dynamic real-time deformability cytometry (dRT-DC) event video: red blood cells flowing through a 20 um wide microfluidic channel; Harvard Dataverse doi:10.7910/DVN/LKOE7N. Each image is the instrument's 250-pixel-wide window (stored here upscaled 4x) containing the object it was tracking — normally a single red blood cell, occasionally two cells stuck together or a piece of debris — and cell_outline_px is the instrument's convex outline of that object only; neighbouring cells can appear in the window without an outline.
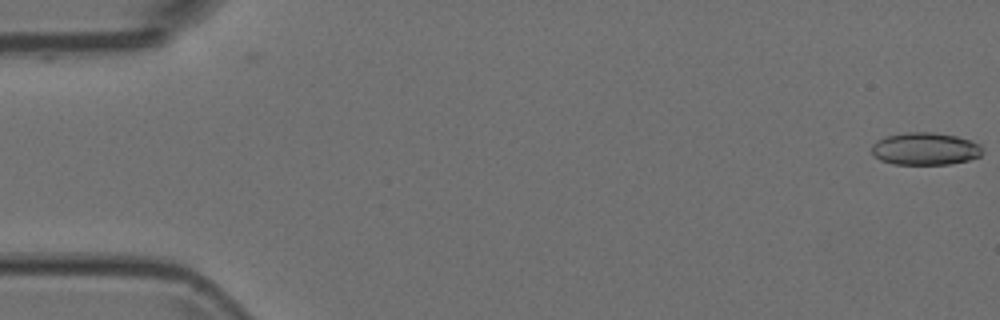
{"species": "Egyptian fruit bat (a non-hibernating species)", "species_latin": "Rousettus aegyptiacus", "temperature_condition": "room temperature", "stored_images_in_passage": 13, "camera_frame_rate_fps": 3000, "um_per_image_px": 0.085, "animal": {"sex": "female"}, "frame": {"image": 1, "passage_image": 1, "time_ms": 0.0, "image_size_px": [1000, 320], "cell_outline_px": [[984, 152], [980, 156], [968, 160], [948, 164], [892, 164], [880, 160], [872, 156], [872, 144], [876, 140], [884, 136], [904, 132], [932, 132], [956, 136], [972, 140], [980, 144]], "centroid_in_image_um": [78.62, 12.64], "position_along_channel_um": 6.4, "area_um2": 21.27}}
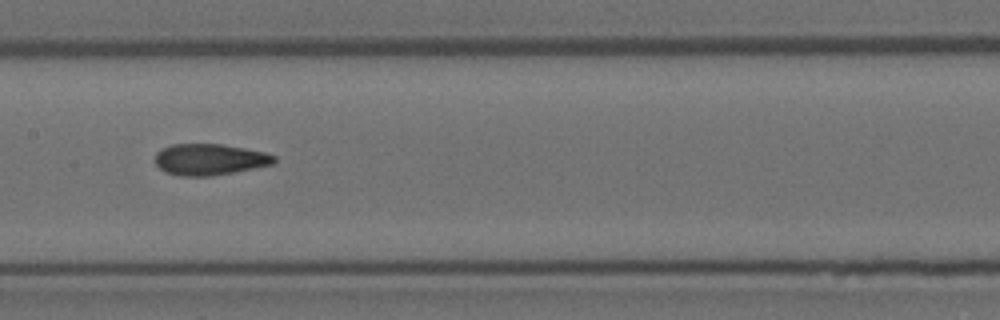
{"frame": {"image": 2, "passage_image": 8, "time_ms": 2.333, "image_size_px": [1000, 320], "cell_outline_px": [[276, 160], [272, 164], [212, 176], [180, 176], [164, 172], [152, 160], [156, 152], [160, 148], [172, 144], [220, 144], [244, 148], [264, 152], [276, 156]], "centroid_in_image_um": [17.74, 13.55], "position_along_channel_um": 189.7, "area_um2": 21.79}}
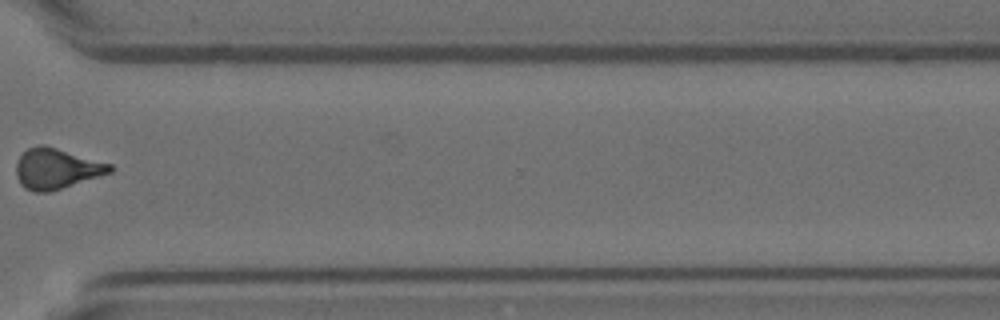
{"frame": {"image": 3, "passage_image": 12, "time_ms": 3.667, "image_size_px": [1000, 320], "cell_outline_px": [[112, 172], [48, 192], [36, 192], [24, 188], [20, 184], [16, 176], [16, 164], [20, 156], [28, 148], [40, 144], [44, 144], [112, 164]], "centroid_in_image_um": [4.77, 14.33], "position_along_channel_um": 365.8, "area_um2": 21.96}}